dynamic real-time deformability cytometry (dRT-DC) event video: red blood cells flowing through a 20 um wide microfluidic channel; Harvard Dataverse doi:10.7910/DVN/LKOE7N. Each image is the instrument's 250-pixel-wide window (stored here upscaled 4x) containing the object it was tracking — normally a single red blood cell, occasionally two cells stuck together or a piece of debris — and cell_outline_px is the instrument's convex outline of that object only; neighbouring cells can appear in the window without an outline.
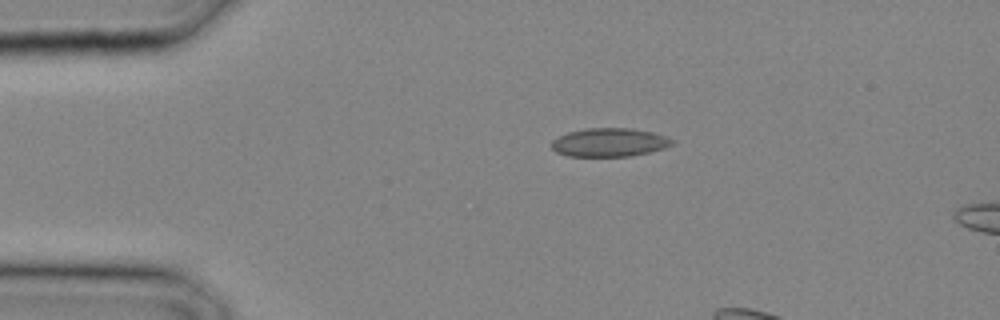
{"species": "common noctule bat (a hibernating species)", "species_latin": "Nyctalus noctula", "temperature_condition": "cold", "stored_images_in_passage": 4, "camera_frame_rate_fps": 3000, "um_per_image_px": 0.085, "animal": {"sex": "male", "body_mass_g": 20.4}, "frame": {"image": 1, "passage_image": 1, "time_ms": 0.0, "image_size_px": [1000, 320], "cell_outline_px": [[676, 144], [664, 148], [632, 156], [568, 156], [556, 152], [552, 148], [552, 140], [568, 132], [584, 128], [632, 128], [652, 132], [668, 136], [676, 140]], "centroid_in_image_um": [51.85, 12.09], "position_along_channel_um": 33.1, "area_um2": 20.23}}